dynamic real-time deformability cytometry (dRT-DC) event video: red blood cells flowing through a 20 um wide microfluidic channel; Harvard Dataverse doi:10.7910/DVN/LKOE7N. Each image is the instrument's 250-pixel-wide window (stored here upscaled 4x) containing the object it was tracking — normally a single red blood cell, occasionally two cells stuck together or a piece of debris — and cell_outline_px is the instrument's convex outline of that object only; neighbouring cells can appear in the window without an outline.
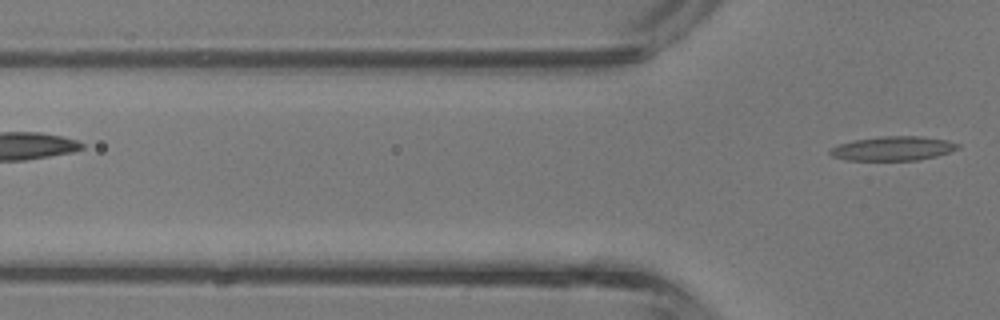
{"species": "common noctule bat (a hibernating species)", "species_latin": "Nyctalus noctula", "temperature_condition": "room temperature", "stored_images_in_passage": 5, "camera_frame_rate_fps": 3000, "um_per_image_px": 0.085, "animal": {"sex": "male", "body_mass_g": 13.3}, "frame": {"image": 1, "passage_image": 5, "time_ms": 1.333, "image_size_px": [1000, 320], "cell_outline_px": [[960, 148], [936, 156], [916, 160], [844, 160], [832, 156], [828, 152], [832, 148], [840, 144], [856, 140], [880, 136], [920, 136], [948, 140], [960, 144]], "centroid_in_image_um": [75.92, 12.62], "position_along_channel_um": 49.9, "area_um2": 17.92}}